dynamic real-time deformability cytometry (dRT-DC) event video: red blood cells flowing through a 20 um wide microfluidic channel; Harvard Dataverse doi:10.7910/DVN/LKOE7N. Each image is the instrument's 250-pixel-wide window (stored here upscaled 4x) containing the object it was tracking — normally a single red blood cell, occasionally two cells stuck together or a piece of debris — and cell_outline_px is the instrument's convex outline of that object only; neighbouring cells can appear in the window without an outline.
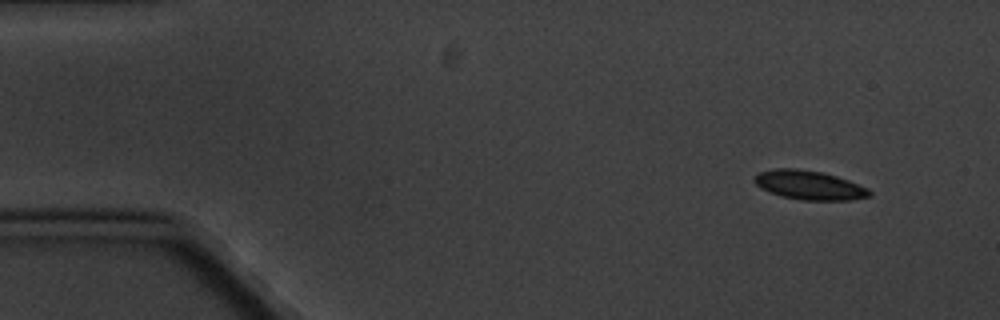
{"species": "common noctule bat (a hibernating species)", "species_latin": "Nyctalus noctula", "temperature_condition": "cold", "stored_images_in_passage": 5, "camera_frame_rate_fps": 3000, "um_per_image_px": 0.085, "animal": {"sex": "male", "body_mass_g": 20.1, "forearm_length_mm": 53.5}, "frame": {"image": 1, "passage_image": 1, "time_ms": 0.0, "image_size_px": [1000, 320], "cell_outline_px": [[872, 196], [852, 200], [800, 200], [780, 196], [768, 192], [760, 188], [752, 180], [760, 172], [776, 168], [796, 168], [824, 172], [848, 180], [868, 188], [872, 192]], "centroid_in_image_um": [68.79, 15.74], "position_along_channel_um": 16.2, "area_um2": 19.71}}
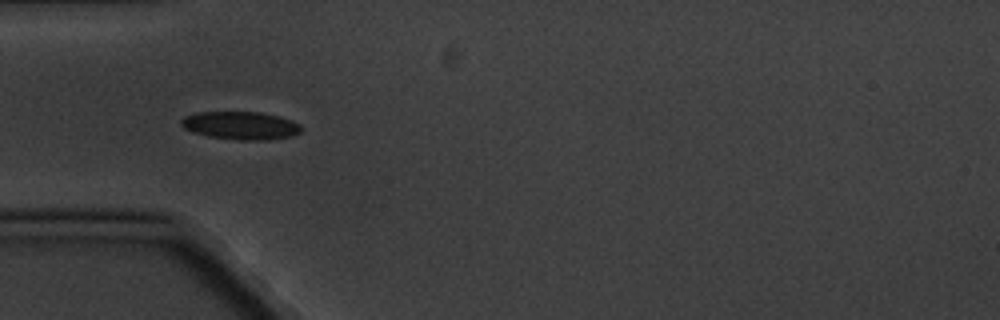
{"frame": {"image": 2, "passage_image": 4, "time_ms": 4.333, "image_size_px": [1000, 320], "cell_outline_px": [[300, 132], [292, 136], [268, 140], [240, 140], [208, 136], [192, 132], [184, 128], [180, 124], [180, 120], [184, 116], [196, 112], [260, 112], [280, 116], [300, 124]], "centroid_in_image_um": [20.43, 10.66], "position_along_channel_um": 64.6, "area_um2": 19.65}}